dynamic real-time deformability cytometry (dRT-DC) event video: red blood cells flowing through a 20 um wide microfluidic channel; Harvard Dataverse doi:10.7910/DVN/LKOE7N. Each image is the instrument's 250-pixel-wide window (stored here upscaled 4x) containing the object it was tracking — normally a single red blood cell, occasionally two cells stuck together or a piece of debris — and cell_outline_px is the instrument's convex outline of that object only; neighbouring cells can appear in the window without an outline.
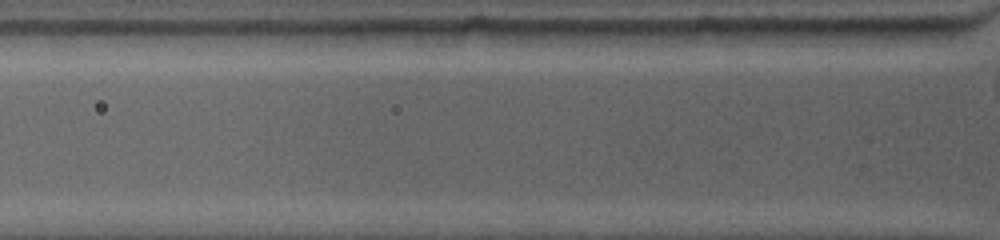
{"species": "common noctule bat (a hibernating species)", "species_latin": "Nyctalus noctula", "temperature_condition": "warm", "stored_images_in_passage": 2, "camera_frame_rate_fps": 4500, "um_per_image_px": 0.085, "animal": {"sex": "female", "body_mass_g": 19.0, "forearm_length_mm": 53.3}, "frame": {"image": 1, "passage_image": 2, "time_ms": 0.444, "image_size_px": [1000, 240], "cell_outline_px": [[956, 32], [944, 44], [848, 44], [836, 28], [952, 28]], "centroid_in_image_um": [76.2, 3.04], "position_along_channel_um": 49.6, "area_um2": 12.6}}